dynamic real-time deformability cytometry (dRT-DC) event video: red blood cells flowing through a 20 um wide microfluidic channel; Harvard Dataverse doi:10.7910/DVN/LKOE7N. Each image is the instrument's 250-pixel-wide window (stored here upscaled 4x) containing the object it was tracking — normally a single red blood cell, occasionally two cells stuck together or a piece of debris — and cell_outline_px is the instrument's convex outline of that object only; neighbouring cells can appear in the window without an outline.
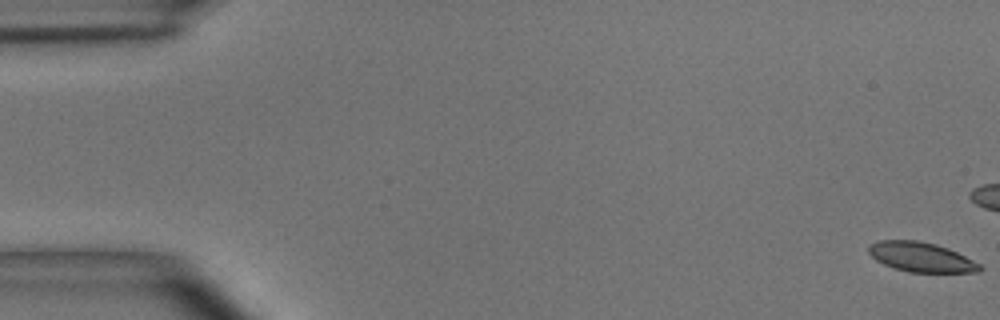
{"species": "common noctule bat (a hibernating species)", "species_latin": "Nyctalus noctula", "temperature_condition": "room temperature", "stored_images_in_passage": 16, "camera_frame_rate_fps": 3000, "um_per_image_px": 0.085, "animal": {"sex": "male", "body_mass_g": 15.6}, "frame": {"image": 1, "passage_image": 1, "time_ms": 0.0, "image_size_px": [1000, 320], "cell_outline_px": [[984, 268], [980, 272], [908, 272], [892, 268], [876, 260], [868, 252], [868, 244], [880, 240], [916, 240], [936, 244], [948, 248], [980, 264]], "centroid_in_image_um": [78.27, 21.85], "position_along_channel_um": 6.7, "area_um2": 19.25}}